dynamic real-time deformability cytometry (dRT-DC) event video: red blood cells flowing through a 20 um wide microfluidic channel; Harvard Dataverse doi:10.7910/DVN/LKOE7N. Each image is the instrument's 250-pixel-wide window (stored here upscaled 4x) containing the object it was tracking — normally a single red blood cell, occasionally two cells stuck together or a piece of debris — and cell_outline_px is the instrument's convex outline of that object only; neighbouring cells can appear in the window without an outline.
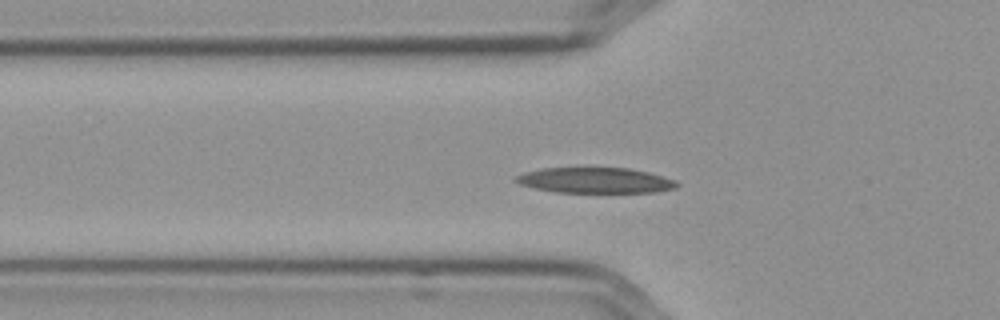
{"species": "Egyptian fruit bat (a non-hibernating species)", "species_latin": "Rousettus aegyptiacus", "temperature_condition": "cold", "stored_images_in_passage": 34, "camera_frame_rate_fps": 3000, "um_per_image_px": 0.085, "frame": {"image": 1, "passage_image": 7, "time_ms": 2.0, "image_size_px": [1000, 320], "cell_outline_px": [[680, 184], [676, 188], [656, 192], [552, 192], [520, 184], [512, 180], [516, 176], [528, 172], [544, 168], [628, 168], [648, 172], [676, 180]], "centroid_in_image_um": [50.63, 15.33], "position_along_channel_um": 75.2, "area_um2": 23.81}}
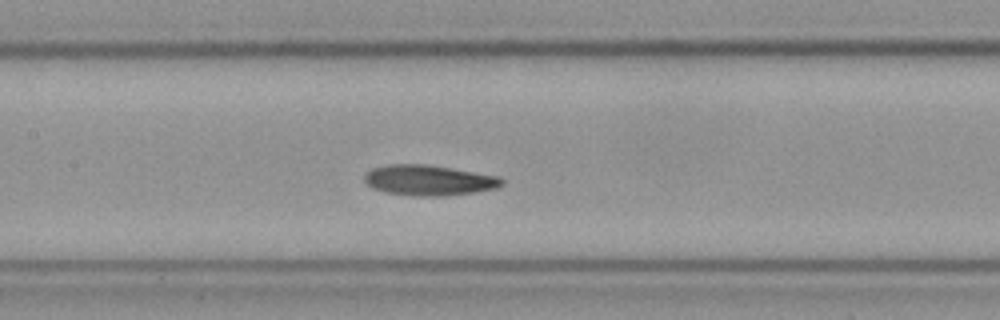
{"frame": {"image": 2, "passage_image": 15, "time_ms": 4.667, "image_size_px": [1000, 320], "cell_outline_px": [[504, 184], [496, 188], [448, 196], [412, 196], [384, 192], [372, 188], [364, 180], [364, 176], [372, 168], [388, 164], [424, 164], [500, 176], [504, 180]], "centroid_in_image_um": [36.44, 15.33], "position_along_channel_um": 171.0, "area_um2": 24.39}}
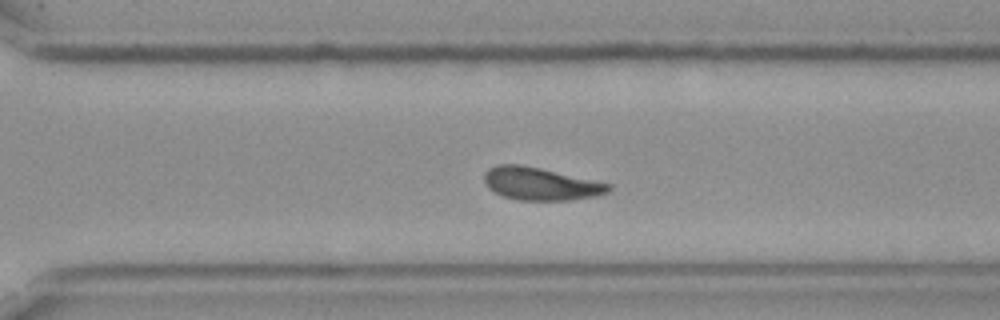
{"frame": {"image": 3, "passage_image": 28, "time_ms": 9.0, "image_size_px": [1000, 320], "cell_outline_px": [[612, 188], [608, 192], [592, 196], [568, 200], [516, 200], [504, 196], [488, 188], [484, 180], [484, 172], [488, 168], [496, 164], [520, 164], [540, 168], [612, 184]], "centroid_in_image_um": [45.91, 15.61], "position_along_channel_um": 324.7, "area_um2": 23.58}, "authors_computed_cell_mechanics": {"area_um2": 23.9292, "velocity_mm_per_s": 3.5538, "shape_relaxation_time_tau1_ms": 5.1579, "shape_relaxation_time_tau2_ms": 4.1794, "deformation_change_tau1": 0.1308, "deformation_change_tau2": 0.0983}}